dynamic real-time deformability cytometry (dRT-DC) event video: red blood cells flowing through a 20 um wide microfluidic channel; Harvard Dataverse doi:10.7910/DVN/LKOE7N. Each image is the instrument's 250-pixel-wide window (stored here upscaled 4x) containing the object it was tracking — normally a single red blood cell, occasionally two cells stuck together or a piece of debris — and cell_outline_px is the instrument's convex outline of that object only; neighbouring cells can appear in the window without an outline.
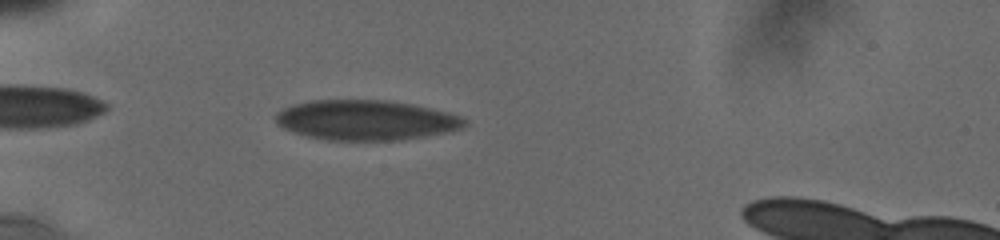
{"species": "human", "species_latin": "Homo sapiens", "temperature_condition": "cold", "stored_images_in_passage": 43, "camera_frame_rate_fps": 3000, "um_per_image_px": 0.085, "donor": {"sex": "male"}, "frame": {"image": 1, "passage_image": 8, "time_ms": 2.667, "image_size_px": [1000, 240], "cell_outline_px": [[468, 124], [464, 128], [452, 132], [400, 140], [328, 140], [308, 136], [284, 128], [276, 124], [276, 112], [292, 104], [312, 100], [384, 100], [432, 108], [448, 112], [460, 116], [468, 120]], "centroid_in_image_um": [31.16, 10.21], "position_along_channel_um": 53.8, "area_um2": 44.22}}
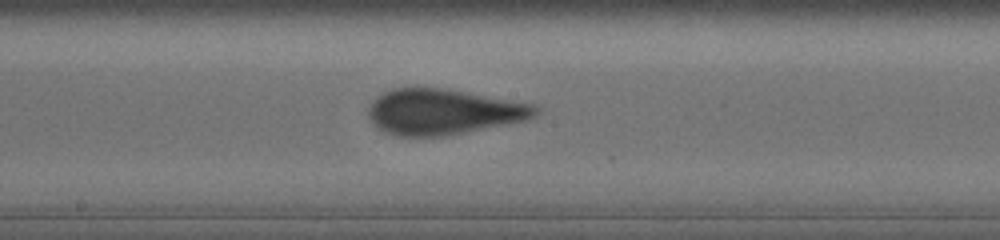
{"frame": {"image": 2, "passage_image": 23, "time_ms": 7.333, "image_size_px": [1000, 240], "cell_outline_px": [[536, 112], [532, 116], [524, 120], [444, 136], [396, 136], [384, 132], [376, 128], [368, 116], [368, 108], [372, 100], [376, 96], [392, 88], [444, 88], [532, 104], [536, 108]], "centroid_in_image_um": [37.55, 9.5], "position_along_channel_um": 210.6, "area_um2": 43.81}}
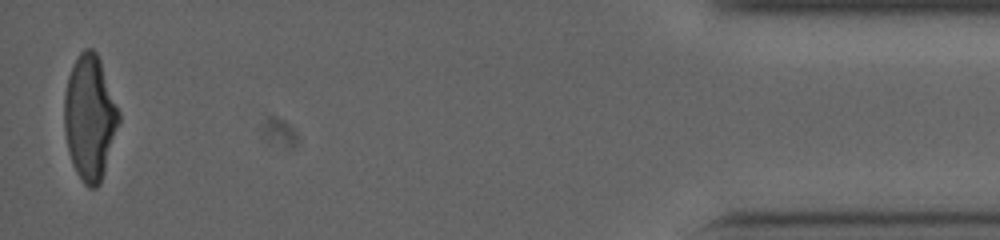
{"frame": {"image": 3, "passage_image": 43, "time_ms": 15.0, "image_size_px": [1000, 240], "cell_outline_px": [[120, 120], [104, 172], [100, 184], [96, 188], [88, 188], [84, 184], [76, 172], [72, 164], [68, 152], [64, 128], [64, 96], [68, 76], [72, 64], [76, 56], [84, 48], [92, 48], [96, 52], [100, 60], [120, 112]], "centroid_in_image_um": [7.62, 9.99], "position_along_channel_um": 427.6, "area_um2": 39.88}}